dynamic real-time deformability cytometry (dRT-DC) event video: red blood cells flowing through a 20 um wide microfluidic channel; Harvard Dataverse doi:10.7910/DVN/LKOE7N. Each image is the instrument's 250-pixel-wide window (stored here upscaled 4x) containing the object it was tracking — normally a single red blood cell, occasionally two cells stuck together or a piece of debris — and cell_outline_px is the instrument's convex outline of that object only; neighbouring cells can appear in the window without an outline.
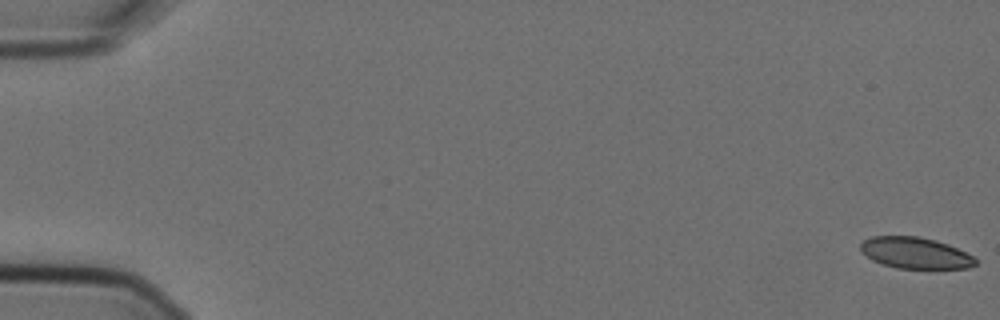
{"species": "Egyptian fruit bat (a non-hibernating species)", "species_latin": "Rousettus aegyptiacus", "temperature_condition": "cold", "stored_images_in_passage": 5, "camera_frame_rate_fps": 3000, "um_per_image_px": 0.085, "animal": {"sex": "female"}, "frame": {"image": 1, "passage_image": 1, "time_ms": 0.0, "image_size_px": [1000, 320], "cell_outline_px": [[976, 264], [968, 268], [896, 268], [872, 260], [860, 252], [860, 244], [864, 240], [872, 236], [920, 236], [936, 240], [948, 244], [972, 256], [976, 260]], "centroid_in_image_um": [77.76, 21.49], "position_along_channel_um": 7.2, "area_um2": 20.87}}
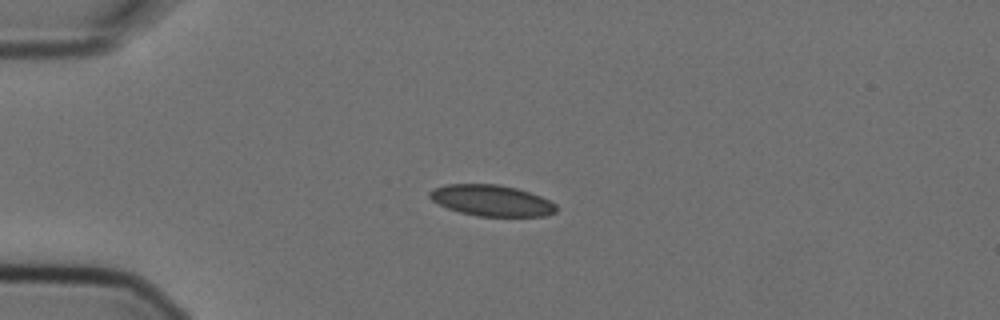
{"frame": {"image": 2, "passage_image": 4, "time_ms": 1.0, "image_size_px": [1000, 320], "cell_outline_px": [[556, 212], [548, 216], [476, 216], [460, 212], [448, 208], [432, 200], [428, 196], [428, 192], [432, 188], [444, 184], [500, 184], [516, 188], [540, 196], [556, 204]], "centroid_in_image_um": [41.76, 17.04], "position_along_channel_um": 43.2, "area_um2": 23.0}}